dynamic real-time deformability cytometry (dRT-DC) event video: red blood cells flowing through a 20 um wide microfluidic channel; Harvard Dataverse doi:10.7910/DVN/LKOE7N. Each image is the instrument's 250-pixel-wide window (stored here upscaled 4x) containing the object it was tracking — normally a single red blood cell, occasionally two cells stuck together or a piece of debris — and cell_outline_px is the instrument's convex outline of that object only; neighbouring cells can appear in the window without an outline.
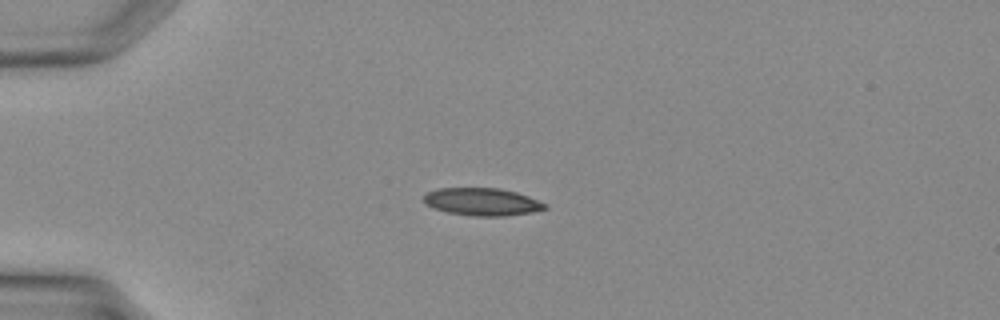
{"species": "Egyptian fruit bat (a non-hibernating species)", "species_latin": "Rousettus aegyptiacus", "temperature_condition": "warm", "stored_images_in_passage": 37, "camera_frame_rate_fps": 3000, "um_per_image_px": 0.085, "animal": {"sex": "female"}, "frame": {"image": 1, "passage_image": 10, "time_ms": 3.0, "image_size_px": [1000, 320], "cell_outline_px": [[548, 208], [532, 212], [504, 216], [472, 216], [448, 212], [436, 208], [428, 204], [424, 200], [424, 196], [428, 192], [436, 188], [500, 188], [516, 192], [528, 196], [548, 204]], "centroid_in_image_um": [41.03, 17.15], "position_along_channel_um": 44.0, "area_um2": 19.36}}
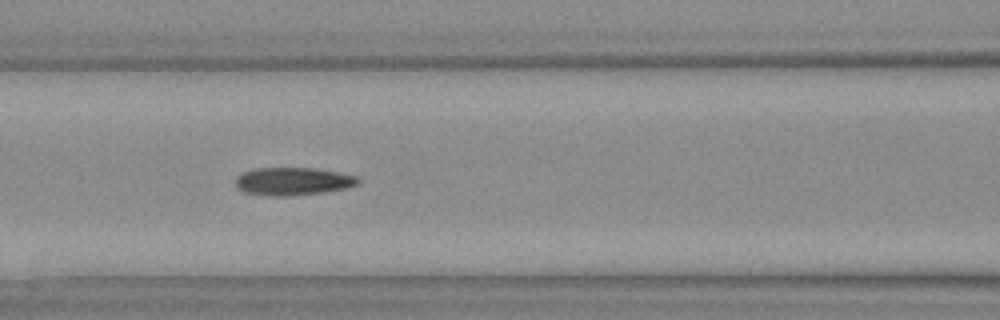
{"frame": {"image": 2, "passage_image": 17, "time_ms": 5.333, "image_size_px": [1000, 320], "cell_outline_px": [[360, 184], [344, 188], [324, 192], [284, 196], [272, 196], [244, 192], [236, 184], [236, 176], [244, 172], [256, 168], [316, 168], [356, 176], [360, 180]], "centroid_in_image_um": [24.91, 15.4], "position_along_channel_um": 141.7, "area_um2": 19.65}}
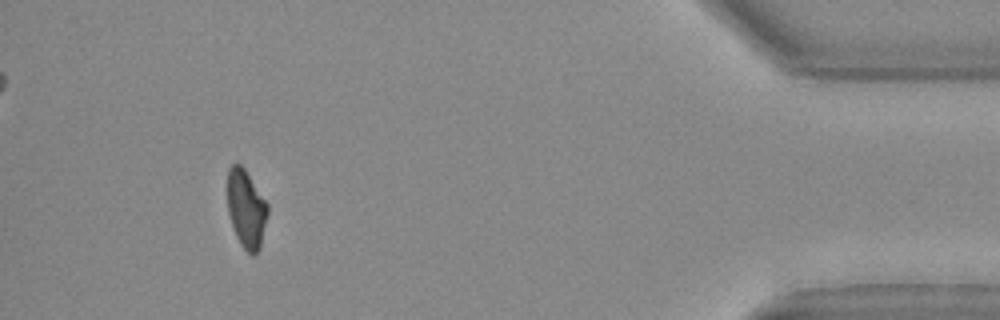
{"frame": {"image": 3, "passage_image": 35, "time_ms": 11.333, "image_size_px": [1000, 320], "cell_outline_px": [[268, 212], [260, 248], [256, 256], [252, 256], [240, 244], [236, 236], [228, 212], [228, 168], [232, 164], [240, 164], [244, 168], [268, 204]], "centroid_in_image_um": [20.94, 17.78], "position_along_channel_um": 414.3, "area_um2": 18.21}}